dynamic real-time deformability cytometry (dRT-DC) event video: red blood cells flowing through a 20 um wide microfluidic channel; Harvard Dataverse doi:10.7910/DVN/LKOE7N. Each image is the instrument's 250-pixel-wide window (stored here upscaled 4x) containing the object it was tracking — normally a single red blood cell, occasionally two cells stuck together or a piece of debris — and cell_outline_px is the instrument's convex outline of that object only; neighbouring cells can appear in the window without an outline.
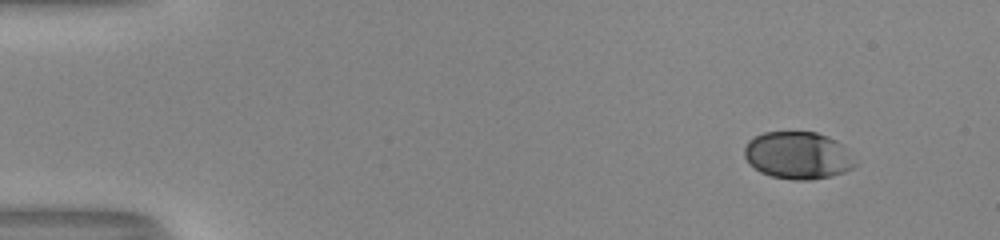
{"species": "human", "species_latin": "Homo sapiens", "temperature_condition": "room temperature", "stored_images_in_passage": 49, "camera_frame_rate_fps": 3000, "um_per_image_px": 0.085, "donor": {"sex": "male"}, "frame": {"image": 1, "passage_image": 1, "time_ms": 0.0, "image_size_px": [1000, 240], "cell_outline_px": [[856, 164], [852, 168], [844, 172], [828, 176], [808, 180], [796, 180], [772, 176], [760, 172], [744, 156], [744, 148], [748, 140], [764, 132], [816, 132], [828, 136], [836, 140], [840, 144]], "centroid_in_image_um": [67.78, 13.2], "position_along_channel_um": 17.2, "area_um2": 30.0}}
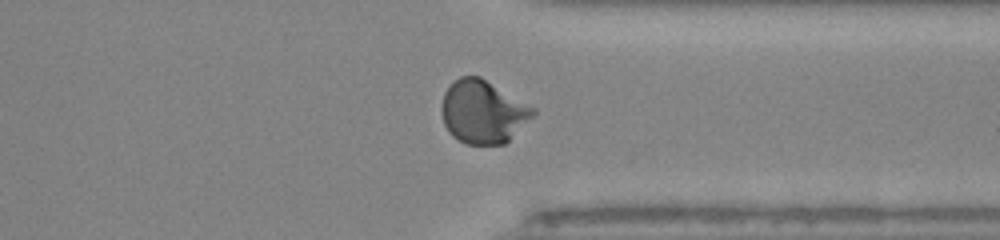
{"frame": {"image": 2, "passage_image": 37, "time_ms": 12.0, "image_size_px": [1000, 240], "cell_outline_px": [[536, 112], [504, 144], [464, 144], [452, 136], [448, 132], [444, 124], [440, 108], [444, 92], [460, 76], [480, 76], [536, 108]], "centroid_in_image_um": [41.02, 9.5], "position_along_channel_um": 370.4, "area_um2": 33.47}}
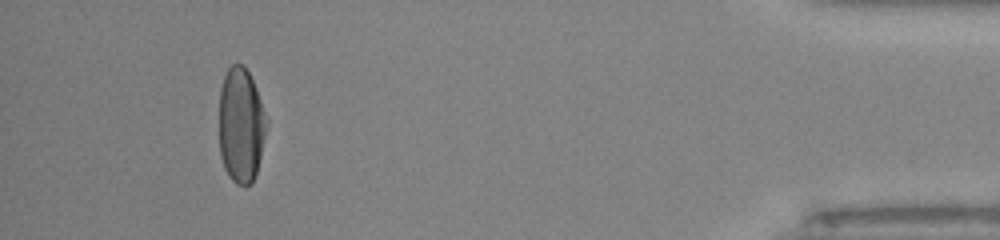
{"frame": {"image": 3, "passage_image": 45, "time_ms": 14.667, "image_size_px": [1000, 240], "cell_outline_px": [[268, 124], [256, 172], [252, 184], [236, 184], [228, 176], [224, 168], [220, 156], [220, 88], [224, 76], [228, 68], [232, 64], [244, 64], [256, 88], [268, 120]], "centroid_in_image_um": [20.48, 10.64], "position_along_channel_um": 414.7, "area_um2": 31.79}, "authors_computed_cell_mechanics": {"area_um2": 31.7322, "velocity_mm_per_s": 4.0247, "shape_relaxation_time_tau1_ms": 3.2957, "shape_relaxation_time_tau2_ms": null, "deformation_change_tau1": 0.1747, "deformation_change_tau2": null}}